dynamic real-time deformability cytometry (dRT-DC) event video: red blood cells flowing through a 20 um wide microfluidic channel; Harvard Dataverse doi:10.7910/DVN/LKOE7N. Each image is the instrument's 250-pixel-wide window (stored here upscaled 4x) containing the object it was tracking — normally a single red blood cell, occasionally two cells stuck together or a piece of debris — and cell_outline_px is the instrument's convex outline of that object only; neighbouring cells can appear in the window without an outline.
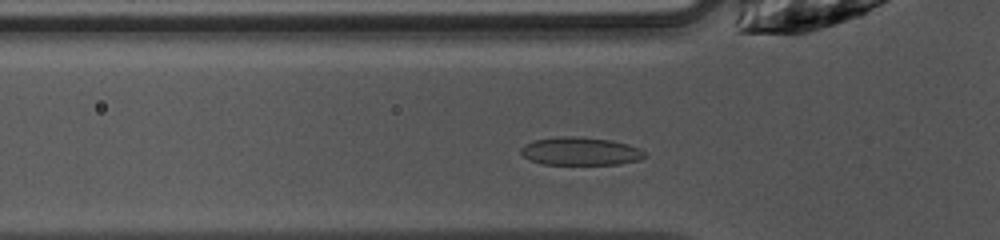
{"species": "common noctule bat (a hibernating species)", "species_latin": "Nyctalus noctula", "temperature_condition": "warm", "stored_images_in_passage": 28, "camera_frame_rate_fps": 3000, "um_per_image_px": 0.085, "animal": {"sex": "female", "body_mass_g": 10.0, "forearm_length_mm": 53.1}, "frame": {"image": 1, "passage_image": 3, "time_ms": 0.667, "image_size_px": [1000, 240], "cell_outline_px": [[648, 156], [640, 160], [620, 164], [544, 164], [528, 160], [520, 152], [520, 148], [524, 144], [532, 140], [556, 136], [572, 136], [612, 140], [628, 144], [640, 148]], "centroid_in_image_um": [49.32, 12.85], "position_along_channel_um": 76.5, "area_um2": 20.52}}
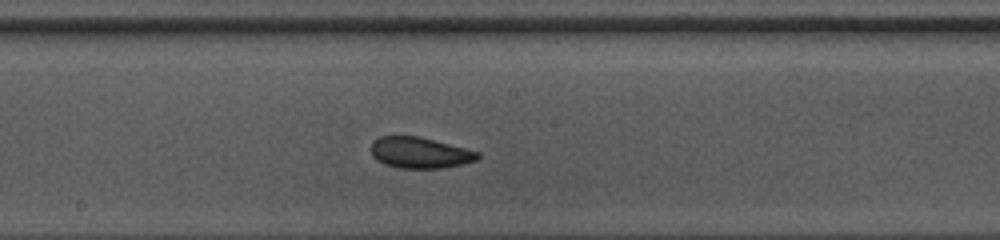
{"frame": {"image": 2, "passage_image": 13, "time_ms": 4.0, "image_size_px": [1000, 240], "cell_outline_px": [[480, 156], [476, 160], [444, 168], [396, 168], [384, 164], [376, 160], [372, 156], [372, 140], [380, 136], [420, 136], [480, 152]], "centroid_in_image_um": [35.66, 12.98], "position_along_channel_um": 212.5, "area_um2": 19.36}}
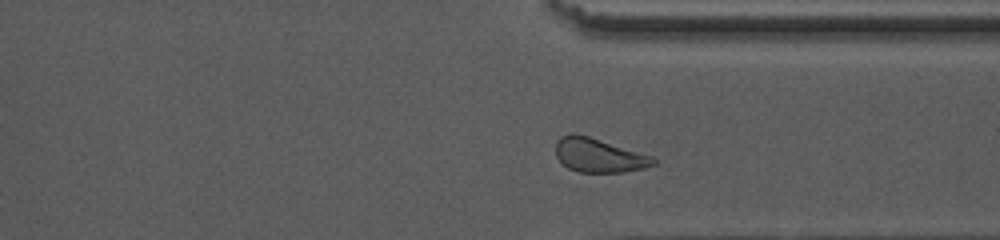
{"frame": {"image": 3, "passage_image": 24, "time_ms": 7.667, "image_size_px": [1000, 240], "cell_outline_px": [[660, 160], [656, 164], [644, 168], [624, 172], [580, 172], [568, 168], [556, 156], [556, 140], [560, 136], [568, 132], [572, 132], [588, 136], [652, 156]], "centroid_in_image_um": [50.9, 13.19], "position_along_channel_um": 360.5, "area_um2": 19.42}, "authors_computed_cell_mechanics": {"area_um2": 19.4208, "velocity_mm_per_s": 4.0424, "shape_relaxation_time_tau1_ms": 3.657, "shape_relaxation_time_tau2_ms": 4.9683, "deformation_change_tau1": 0.1075, "deformation_change_tau2": 0.0828}}